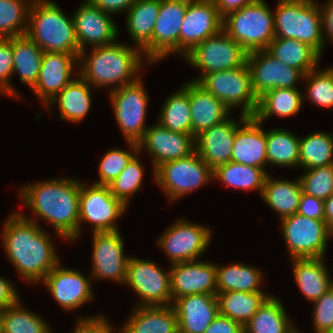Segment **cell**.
<instances>
[{"label": "cell", "mask_w": 333, "mask_h": 333, "mask_svg": "<svg viewBox=\"0 0 333 333\" xmlns=\"http://www.w3.org/2000/svg\"><path fill=\"white\" fill-rule=\"evenodd\" d=\"M266 50L277 60L300 70L304 75L318 68L321 59L313 47L295 39L275 37Z\"/></svg>", "instance_id": "32"}, {"label": "cell", "mask_w": 333, "mask_h": 333, "mask_svg": "<svg viewBox=\"0 0 333 333\" xmlns=\"http://www.w3.org/2000/svg\"><path fill=\"white\" fill-rule=\"evenodd\" d=\"M324 200L302 193L297 213L316 220H324Z\"/></svg>", "instance_id": "52"}, {"label": "cell", "mask_w": 333, "mask_h": 333, "mask_svg": "<svg viewBox=\"0 0 333 333\" xmlns=\"http://www.w3.org/2000/svg\"><path fill=\"white\" fill-rule=\"evenodd\" d=\"M94 6L101 9L103 12L110 15L123 12H127L129 8L136 2V0H88Z\"/></svg>", "instance_id": "54"}, {"label": "cell", "mask_w": 333, "mask_h": 333, "mask_svg": "<svg viewBox=\"0 0 333 333\" xmlns=\"http://www.w3.org/2000/svg\"><path fill=\"white\" fill-rule=\"evenodd\" d=\"M13 61L12 37L0 38V93L19 97L14 86L9 82L13 74Z\"/></svg>", "instance_id": "49"}, {"label": "cell", "mask_w": 333, "mask_h": 333, "mask_svg": "<svg viewBox=\"0 0 333 333\" xmlns=\"http://www.w3.org/2000/svg\"><path fill=\"white\" fill-rule=\"evenodd\" d=\"M13 75L18 73L20 81L33 88L36 84L44 51L27 35L12 37Z\"/></svg>", "instance_id": "38"}, {"label": "cell", "mask_w": 333, "mask_h": 333, "mask_svg": "<svg viewBox=\"0 0 333 333\" xmlns=\"http://www.w3.org/2000/svg\"><path fill=\"white\" fill-rule=\"evenodd\" d=\"M254 116H248L236 129L232 162L265 170L267 163L266 131Z\"/></svg>", "instance_id": "25"}, {"label": "cell", "mask_w": 333, "mask_h": 333, "mask_svg": "<svg viewBox=\"0 0 333 333\" xmlns=\"http://www.w3.org/2000/svg\"><path fill=\"white\" fill-rule=\"evenodd\" d=\"M270 296L267 293L244 291L217 293L219 314L240 323L244 327Z\"/></svg>", "instance_id": "36"}, {"label": "cell", "mask_w": 333, "mask_h": 333, "mask_svg": "<svg viewBox=\"0 0 333 333\" xmlns=\"http://www.w3.org/2000/svg\"><path fill=\"white\" fill-rule=\"evenodd\" d=\"M246 64L251 74V86L257 98L271 89L297 88L296 83L304 78L300 70L285 65L266 49L249 52Z\"/></svg>", "instance_id": "15"}, {"label": "cell", "mask_w": 333, "mask_h": 333, "mask_svg": "<svg viewBox=\"0 0 333 333\" xmlns=\"http://www.w3.org/2000/svg\"><path fill=\"white\" fill-rule=\"evenodd\" d=\"M26 35L44 52L75 54L79 58L73 18L51 0L32 1Z\"/></svg>", "instance_id": "4"}, {"label": "cell", "mask_w": 333, "mask_h": 333, "mask_svg": "<svg viewBox=\"0 0 333 333\" xmlns=\"http://www.w3.org/2000/svg\"><path fill=\"white\" fill-rule=\"evenodd\" d=\"M54 300L65 311L78 309L92 301L93 290L90 277L75 269H65L58 263L43 279Z\"/></svg>", "instance_id": "19"}, {"label": "cell", "mask_w": 333, "mask_h": 333, "mask_svg": "<svg viewBox=\"0 0 333 333\" xmlns=\"http://www.w3.org/2000/svg\"><path fill=\"white\" fill-rule=\"evenodd\" d=\"M288 255L296 258H320L325 255L332 229L324 220L295 213L280 219Z\"/></svg>", "instance_id": "9"}, {"label": "cell", "mask_w": 333, "mask_h": 333, "mask_svg": "<svg viewBox=\"0 0 333 333\" xmlns=\"http://www.w3.org/2000/svg\"><path fill=\"white\" fill-rule=\"evenodd\" d=\"M311 70L304 75L303 80L307 81L306 96L313 105L320 108H333V68Z\"/></svg>", "instance_id": "46"}, {"label": "cell", "mask_w": 333, "mask_h": 333, "mask_svg": "<svg viewBox=\"0 0 333 333\" xmlns=\"http://www.w3.org/2000/svg\"><path fill=\"white\" fill-rule=\"evenodd\" d=\"M197 83L221 100L230 111L235 107H242L241 114L245 116L255 115L258 108V98L253 92L251 74L246 63L233 70L205 74Z\"/></svg>", "instance_id": "8"}, {"label": "cell", "mask_w": 333, "mask_h": 333, "mask_svg": "<svg viewBox=\"0 0 333 333\" xmlns=\"http://www.w3.org/2000/svg\"><path fill=\"white\" fill-rule=\"evenodd\" d=\"M240 123L227 118L195 137L196 153L214 170L232 161V148L237 127L248 117L240 113Z\"/></svg>", "instance_id": "24"}, {"label": "cell", "mask_w": 333, "mask_h": 333, "mask_svg": "<svg viewBox=\"0 0 333 333\" xmlns=\"http://www.w3.org/2000/svg\"><path fill=\"white\" fill-rule=\"evenodd\" d=\"M138 146L139 152L143 148L150 156L152 155L153 172H155V169L165 162L192 154L195 151V137L173 132L157 122L155 126L148 127Z\"/></svg>", "instance_id": "22"}, {"label": "cell", "mask_w": 333, "mask_h": 333, "mask_svg": "<svg viewBox=\"0 0 333 333\" xmlns=\"http://www.w3.org/2000/svg\"><path fill=\"white\" fill-rule=\"evenodd\" d=\"M130 152L124 149L112 148L109 149L99 163V180L94 182L96 185H110L119 174L126 168V166L132 161V159L139 154L138 143L129 142Z\"/></svg>", "instance_id": "45"}, {"label": "cell", "mask_w": 333, "mask_h": 333, "mask_svg": "<svg viewBox=\"0 0 333 333\" xmlns=\"http://www.w3.org/2000/svg\"><path fill=\"white\" fill-rule=\"evenodd\" d=\"M158 123L173 132L192 135L189 81L165 100Z\"/></svg>", "instance_id": "39"}, {"label": "cell", "mask_w": 333, "mask_h": 333, "mask_svg": "<svg viewBox=\"0 0 333 333\" xmlns=\"http://www.w3.org/2000/svg\"><path fill=\"white\" fill-rule=\"evenodd\" d=\"M256 0H213L219 14L224 17L226 14L239 10Z\"/></svg>", "instance_id": "57"}, {"label": "cell", "mask_w": 333, "mask_h": 333, "mask_svg": "<svg viewBox=\"0 0 333 333\" xmlns=\"http://www.w3.org/2000/svg\"><path fill=\"white\" fill-rule=\"evenodd\" d=\"M33 0H0V38L26 35Z\"/></svg>", "instance_id": "43"}, {"label": "cell", "mask_w": 333, "mask_h": 333, "mask_svg": "<svg viewBox=\"0 0 333 333\" xmlns=\"http://www.w3.org/2000/svg\"><path fill=\"white\" fill-rule=\"evenodd\" d=\"M114 115L126 141L138 143L144 136L148 94L141 78L109 91Z\"/></svg>", "instance_id": "11"}, {"label": "cell", "mask_w": 333, "mask_h": 333, "mask_svg": "<svg viewBox=\"0 0 333 333\" xmlns=\"http://www.w3.org/2000/svg\"><path fill=\"white\" fill-rule=\"evenodd\" d=\"M189 105L194 137L223 122L230 113V109L221 100L194 81H189Z\"/></svg>", "instance_id": "28"}, {"label": "cell", "mask_w": 333, "mask_h": 333, "mask_svg": "<svg viewBox=\"0 0 333 333\" xmlns=\"http://www.w3.org/2000/svg\"><path fill=\"white\" fill-rule=\"evenodd\" d=\"M79 180L57 178L23 186V203L38 218L48 221L55 233L68 241L79 238Z\"/></svg>", "instance_id": "2"}, {"label": "cell", "mask_w": 333, "mask_h": 333, "mask_svg": "<svg viewBox=\"0 0 333 333\" xmlns=\"http://www.w3.org/2000/svg\"><path fill=\"white\" fill-rule=\"evenodd\" d=\"M73 333H114L112 325L103 315L78 318Z\"/></svg>", "instance_id": "51"}, {"label": "cell", "mask_w": 333, "mask_h": 333, "mask_svg": "<svg viewBox=\"0 0 333 333\" xmlns=\"http://www.w3.org/2000/svg\"><path fill=\"white\" fill-rule=\"evenodd\" d=\"M92 279H112L125 283L127 262L124 242L119 230L92 232Z\"/></svg>", "instance_id": "17"}, {"label": "cell", "mask_w": 333, "mask_h": 333, "mask_svg": "<svg viewBox=\"0 0 333 333\" xmlns=\"http://www.w3.org/2000/svg\"><path fill=\"white\" fill-rule=\"evenodd\" d=\"M19 300L15 286L8 279L0 276V308H7Z\"/></svg>", "instance_id": "55"}, {"label": "cell", "mask_w": 333, "mask_h": 333, "mask_svg": "<svg viewBox=\"0 0 333 333\" xmlns=\"http://www.w3.org/2000/svg\"><path fill=\"white\" fill-rule=\"evenodd\" d=\"M333 164V134L313 132L300 138L299 166L311 169Z\"/></svg>", "instance_id": "42"}, {"label": "cell", "mask_w": 333, "mask_h": 333, "mask_svg": "<svg viewBox=\"0 0 333 333\" xmlns=\"http://www.w3.org/2000/svg\"><path fill=\"white\" fill-rule=\"evenodd\" d=\"M159 10L160 0H136L125 12L128 33L149 64L152 63V33Z\"/></svg>", "instance_id": "27"}, {"label": "cell", "mask_w": 333, "mask_h": 333, "mask_svg": "<svg viewBox=\"0 0 333 333\" xmlns=\"http://www.w3.org/2000/svg\"><path fill=\"white\" fill-rule=\"evenodd\" d=\"M183 333H204L219 314L216 295L194 294L176 299L172 303Z\"/></svg>", "instance_id": "26"}, {"label": "cell", "mask_w": 333, "mask_h": 333, "mask_svg": "<svg viewBox=\"0 0 333 333\" xmlns=\"http://www.w3.org/2000/svg\"><path fill=\"white\" fill-rule=\"evenodd\" d=\"M28 309H25L20 300L4 308V333H49L52 331L46 321Z\"/></svg>", "instance_id": "44"}, {"label": "cell", "mask_w": 333, "mask_h": 333, "mask_svg": "<svg viewBox=\"0 0 333 333\" xmlns=\"http://www.w3.org/2000/svg\"><path fill=\"white\" fill-rule=\"evenodd\" d=\"M222 30L248 53L267 49L275 38L274 13L264 0L226 14Z\"/></svg>", "instance_id": "6"}, {"label": "cell", "mask_w": 333, "mask_h": 333, "mask_svg": "<svg viewBox=\"0 0 333 333\" xmlns=\"http://www.w3.org/2000/svg\"><path fill=\"white\" fill-rule=\"evenodd\" d=\"M326 3L327 4L320 7L322 14L324 45L327 39H330L331 42H333V0H329Z\"/></svg>", "instance_id": "56"}, {"label": "cell", "mask_w": 333, "mask_h": 333, "mask_svg": "<svg viewBox=\"0 0 333 333\" xmlns=\"http://www.w3.org/2000/svg\"><path fill=\"white\" fill-rule=\"evenodd\" d=\"M223 17L213 0H188L179 33V56L222 30Z\"/></svg>", "instance_id": "16"}, {"label": "cell", "mask_w": 333, "mask_h": 333, "mask_svg": "<svg viewBox=\"0 0 333 333\" xmlns=\"http://www.w3.org/2000/svg\"><path fill=\"white\" fill-rule=\"evenodd\" d=\"M127 206L117 199L110 191L109 186H87L80 183L79 194V236L82 231L81 224L89 222L93 233L116 231V222L126 211Z\"/></svg>", "instance_id": "12"}, {"label": "cell", "mask_w": 333, "mask_h": 333, "mask_svg": "<svg viewBox=\"0 0 333 333\" xmlns=\"http://www.w3.org/2000/svg\"><path fill=\"white\" fill-rule=\"evenodd\" d=\"M188 0H160V10L152 33V64L179 52V33Z\"/></svg>", "instance_id": "21"}, {"label": "cell", "mask_w": 333, "mask_h": 333, "mask_svg": "<svg viewBox=\"0 0 333 333\" xmlns=\"http://www.w3.org/2000/svg\"><path fill=\"white\" fill-rule=\"evenodd\" d=\"M267 163L283 167L299 166L300 137L286 129L266 131Z\"/></svg>", "instance_id": "41"}, {"label": "cell", "mask_w": 333, "mask_h": 333, "mask_svg": "<svg viewBox=\"0 0 333 333\" xmlns=\"http://www.w3.org/2000/svg\"><path fill=\"white\" fill-rule=\"evenodd\" d=\"M268 172L262 168L247 166L237 162L219 165L213 170V179L225 183L227 187L239 190H257L262 194Z\"/></svg>", "instance_id": "40"}, {"label": "cell", "mask_w": 333, "mask_h": 333, "mask_svg": "<svg viewBox=\"0 0 333 333\" xmlns=\"http://www.w3.org/2000/svg\"><path fill=\"white\" fill-rule=\"evenodd\" d=\"M23 214L15 212L4 222L3 248L22 279L35 284L43 281L59 263V257L47 231L35 218Z\"/></svg>", "instance_id": "1"}, {"label": "cell", "mask_w": 333, "mask_h": 333, "mask_svg": "<svg viewBox=\"0 0 333 333\" xmlns=\"http://www.w3.org/2000/svg\"><path fill=\"white\" fill-rule=\"evenodd\" d=\"M327 333H333V326Z\"/></svg>", "instance_id": "60"}, {"label": "cell", "mask_w": 333, "mask_h": 333, "mask_svg": "<svg viewBox=\"0 0 333 333\" xmlns=\"http://www.w3.org/2000/svg\"><path fill=\"white\" fill-rule=\"evenodd\" d=\"M313 303V329L327 333L333 326V286Z\"/></svg>", "instance_id": "50"}, {"label": "cell", "mask_w": 333, "mask_h": 333, "mask_svg": "<svg viewBox=\"0 0 333 333\" xmlns=\"http://www.w3.org/2000/svg\"><path fill=\"white\" fill-rule=\"evenodd\" d=\"M140 297L136 306L171 305L170 269L129 256L125 283Z\"/></svg>", "instance_id": "13"}, {"label": "cell", "mask_w": 333, "mask_h": 333, "mask_svg": "<svg viewBox=\"0 0 333 333\" xmlns=\"http://www.w3.org/2000/svg\"><path fill=\"white\" fill-rule=\"evenodd\" d=\"M171 304L186 295H216V265L207 261H189L170 265Z\"/></svg>", "instance_id": "20"}, {"label": "cell", "mask_w": 333, "mask_h": 333, "mask_svg": "<svg viewBox=\"0 0 333 333\" xmlns=\"http://www.w3.org/2000/svg\"><path fill=\"white\" fill-rule=\"evenodd\" d=\"M283 303L271 295L243 327L244 333H299Z\"/></svg>", "instance_id": "35"}, {"label": "cell", "mask_w": 333, "mask_h": 333, "mask_svg": "<svg viewBox=\"0 0 333 333\" xmlns=\"http://www.w3.org/2000/svg\"><path fill=\"white\" fill-rule=\"evenodd\" d=\"M3 315H4V309L0 308V333H4V331H3V329H4Z\"/></svg>", "instance_id": "59"}, {"label": "cell", "mask_w": 333, "mask_h": 333, "mask_svg": "<svg viewBox=\"0 0 333 333\" xmlns=\"http://www.w3.org/2000/svg\"><path fill=\"white\" fill-rule=\"evenodd\" d=\"M111 16L88 0L81 3L72 16L80 53L86 51V45L98 47L118 39V27Z\"/></svg>", "instance_id": "18"}, {"label": "cell", "mask_w": 333, "mask_h": 333, "mask_svg": "<svg viewBox=\"0 0 333 333\" xmlns=\"http://www.w3.org/2000/svg\"><path fill=\"white\" fill-rule=\"evenodd\" d=\"M212 231L206 225L185 219L175 221L158 240L170 264L196 261L210 244Z\"/></svg>", "instance_id": "14"}, {"label": "cell", "mask_w": 333, "mask_h": 333, "mask_svg": "<svg viewBox=\"0 0 333 333\" xmlns=\"http://www.w3.org/2000/svg\"><path fill=\"white\" fill-rule=\"evenodd\" d=\"M300 179L295 181L274 179L267 175L261 198L277 212L281 219L297 213L302 195Z\"/></svg>", "instance_id": "33"}, {"label": "cell", "mask_w": 333, "mask_h": 333, "mask_svg": "<svg viewBox=\"0 0 333 333\" xmlns=\"http://www.w3.org/2000/svg\"><path fill=\"white\" fill-rule=\"evenodd\" d=\"M248 52L223 30L195 46L183 58L201 75L191 81L197 82L203 75L224 70H233L246 63Z\"/></svg>", "instance_id": "10"}, {"label": "cell", "mask_w": 333, "mask_h": 333, "mask_svg": "<svg viewBox=\"0 0 333 333\" xmlns=\"http://www.w3.org/2000/svg\"><path fill=\"white\" fill-rule=\"evenodd\" d=\"M204 333H244V329L240 323L218 314Z\"/></svg>", "instance_id": "53"}, {"label": "cell", "mask_w": 333, "mask_h": 333, "mask_svg": "<svg viewBox=\"0 0 333 333\" xmlns=\"http://www.w3.org/2000/svg\"><path fill=\"white\" fill-rule=\"evenodd\" d=\"M299 179L307 195L325 200L333 194V164L306 169Z\"/></svg>", "instance_id": "48"}, {"label": "cell", "mask_w": 333, "mask_h": 333, "mask_svg": "<svg viewBox=\"0 0 333 333\" xmlns=\"http://www.w3.org/2000/svg\"><path fill=\"white\" fill-rule=\"evenodd\" d=\"M324 221L333 229V194L324 200Z\"/></svg>", "instance_id": "58"}, {"label": "cell", "mask_w": 333, "mask_h": 333, "mask_svg": "<svg viewBox=\"0 0 333 333\" xmlns=\"http://www.w3.org/2000/svg\"><path fill=\"white\" fill-rule=\"evenodd\" d=\"M213 179V169L194 151L187 157L165 162L154 172L155 182L170 201L199 189Z\"/></svg>", "instance_id": "7"}, {"label": "cell", "mask_w": 333, "mask_h": 333, "mask_svg": "<svg viewBox=\"0 0 333 333\" xmlns=\"http://www.w3.org/2000/svg\"><path fill=\"white\" fill-rule=\"evenodd\" d=\"M139 154H137L119 176L108 185L111 193L121 200L127 207L129 199L133 198L136 192L139 191L142 185L144 169L139 162Z\"/></svg>", "instance_id": "47"}, {"label": "cell", "mask_w": 333, "mask_h": 333, "mask_svg": "<svg viewBox=\"0 0 333 333\" xmlns=\"http://www.w3.org/2000/svg\"><path fill=\"white\" fill-rule=\"evenodd\" d=\"M304 95L297 88H275L258 98L254 117L261 123L272 115L279 118L295 116L302 108Z\"/></svg>", "instance_id": "34"}, {"label": "cell", "mask_w": 333, "mask_h": 333, "mask_svg": "<svg viewBox=\"0 0 333 333\" xmlns=\"http://www.w3.org/2000/svg\"><path fill=\"white\" fill-rule=\"evenodd\" d=\"M79 58L75 54L44 52L35 86L31 89L44 105L72 80Z\"/></svg>", "instance_id": "23"}, {"label": "cell", "mask_w": 333, "mask_h": 333, "mask_svg": "<svg viewBox=\"0 0 333 333\" xmlns=\"http://www.w3.org/2000/svg\"><path fill=\"white\" fill-rule=\"evenodd\" d=\"M175 333H183V332H181V331L178 329Z\"/></svg>", "instance_id": "61"}, {"label": "cell", "mask_w": 333, "mask_h": 333, "mask_svg": "<svg viewBox=\"0 0 333 333\" xmlns=\"http://www.w3.org/2000/svg\"><path fill=\"white\" fill-rule=\"evenodd\" d=\"M120 333H175L178 320L173 305L135 306Z\"/></svg>", "instance_id": "29"}, {"label": "cell", "mask_w": 333, "mask_h": 333, "mask_svg": "<svg viewBox=\"0 0 333 333\" xmlns=\"http://www.w3.org/2000/svg\"><path fill=\"white\" fill-rule=\"evenodd\" d=\"M323 260V257L292 259L296 284L310 302L319 299L333 286V280Z\"/></svg>", "instance_id": "30"}, {"label": "cell", "mask_w": 333, "mask_h": 333, "mask_svg": "<svg viewBox=\"0 0 333 333\" xmlns=\"http://www.w3.org/2000/svg\"><path fill=\"white\" fill-rule=\"evenodd\" d=\"M275 37L307 43L321 56L324 49L321 9L316 0H278Z\"/></svg>", "instance_id": "5"}, {"label": "cell", "mask_w": 333, "mask_h": 333, "mask_svg": "<svg viewBox=\"0 0 333 333\" xmlns=\"http://www.w3.org/2000/svg\"><path fill=\"white\" fill-rule=\"evenodd\" d=\"M90 87L79 74L59 93H57L47 105L58 104L61 120L78 123L82 121L91 107L92 96Z\"/></svg>", "instance_id": "31"}, {"label": "cell", "mask_w": 333, "mask_h": 333, "mask_svg": "<svg viewBox=\"0 0 333 333\" xmlns=\"http://www.w3.org/2000/svg\"><path fill=\"white\" fill-rule=\"evenodd\" d=\"M217 293L227 291H244L249 293H264L261 287L262 272L256 267L235 263L228 266L216 265Z\"/></svg>", "instance_id": "37"}, {"label": "cell", "mask_w": 333, "mask_h": 333, "mask_svg": "<svg viewBox=\"0 0 333 333\" xmlns=\"http://www.w3.org/2000/svg\"><path fill=\"white\" fill-rule=\"evenodd\" d=\"M91 51L88 56L85 51L80 53V68L77 69V73L92 87L99 89L115 85L111 90L118 89L140 78L138 73L144 63V54L140 48L115 41L108 45L92 47Z\"/></svg>", "instance_id": "3"}]
</instances>
